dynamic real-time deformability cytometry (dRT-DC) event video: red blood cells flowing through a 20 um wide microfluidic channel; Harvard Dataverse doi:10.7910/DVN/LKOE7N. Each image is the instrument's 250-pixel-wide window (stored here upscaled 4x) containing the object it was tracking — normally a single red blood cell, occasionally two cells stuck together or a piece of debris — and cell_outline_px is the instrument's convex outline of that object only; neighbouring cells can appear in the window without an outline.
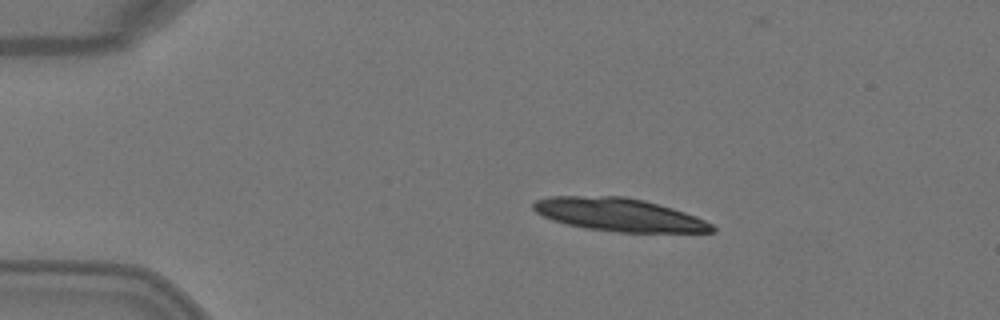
{"species": "Egyptian fruit bat (a non-hibernating species)", "species_latin": "Rousettus aegyptiacus", "temperature_condition": "warm", "stored_images_in_passage": 2, "camera_frame_rate_fps": 3000, "um_per_image_px": 0.085, "animal": {"sex": "female"}, "frame": {"image": 1, "passage_image": 1, "time_ms": 0.0, "image_size_px": [1000, 320], "cell_outline_px": [[716, 232], [616, 232], [584, 228], [552, 220], [536, 212], [532, 208], [532, 204], [536, 200], [548, 196], [624, 196], [644, 200], [672, 208], [696, 216], [712, 224], [716, 228]], "centroid_in_image_um": [52.61, 18.25], "position_along_channel_um": 32.4, "area_um2": 34.39}}